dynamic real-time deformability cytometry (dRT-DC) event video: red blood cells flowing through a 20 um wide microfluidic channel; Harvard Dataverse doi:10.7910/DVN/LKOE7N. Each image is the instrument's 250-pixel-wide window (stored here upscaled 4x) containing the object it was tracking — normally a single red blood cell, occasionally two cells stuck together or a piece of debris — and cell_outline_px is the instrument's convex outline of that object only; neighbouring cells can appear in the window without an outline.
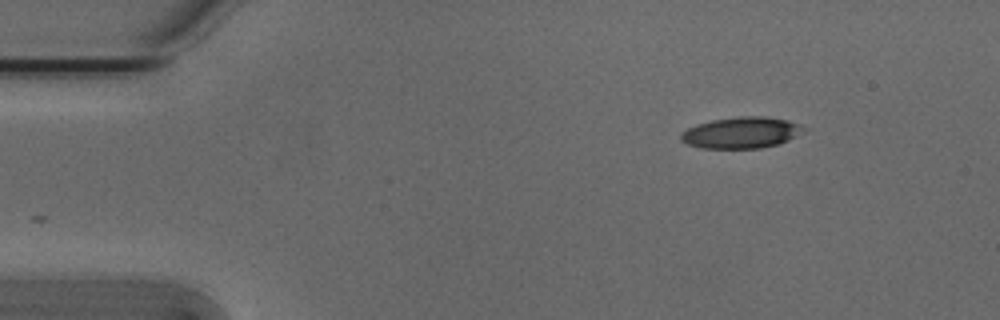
{"species": "Egyptian fruit bat (a non-hibernating species)", "species_latin": "Rousettus aegyptiacus", "temperature_condition": "cold", "stored_images_in_passage": 46, "camera_frame_rate_fps": 3000, "um_per_image_px": 0.085, "animal": {"sex": "male"}, "frame": {"image": 1, "passage_image": 1, "time_ms": 0.0, "image_size_px": [1000, 320], "cell_outline_px": [[808, 128], [796, 136], [788, 140], [776, 144], [760, 148], [700, 148], [688, 144], [680, 140], [680, 132], [696, 124], [712, 120], [736, 116], [764, 116], [788, 120], [800, 124]], "centroid_in_image_um": [63.0, 11.26], "position_along_channel_um": 22.0, "area_um2": 22.48}}
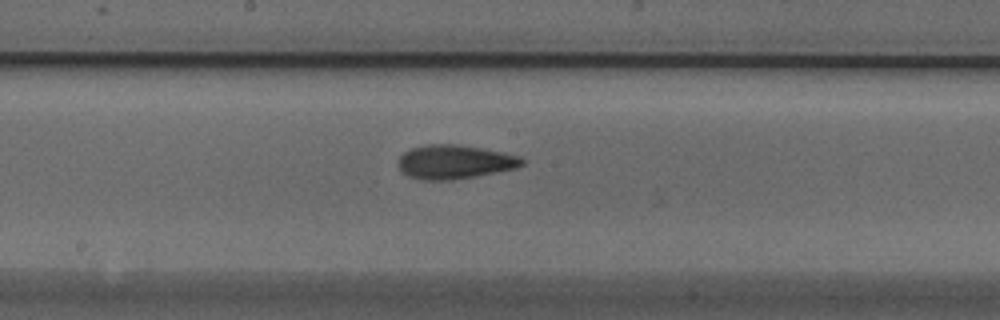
{"frame": {"image": 2, "passage_image": 22, "time_ms": 7.0, "image_size_px": [1000, 320], "cell_outline_px": [[524, 164], [516, 168], [476, 176], [452, 180], [420, 180], [408, 176], [400, 172], [400, 156], [404, 152], [412, 148], [424, 144], [456, 144], [480, 148], [520, 156], [524, 160]], "centroid_in_image_um": [38.62, 13.77], "position_along_channel_um": 209.6, "area_um2": 24.39}}
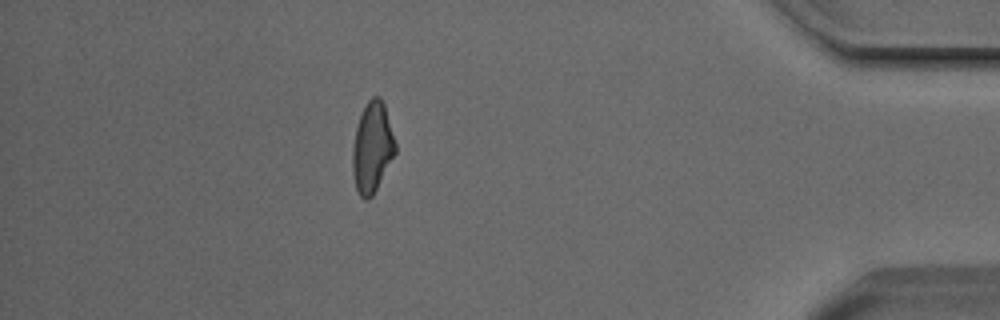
{"frame": {"image": 3, "passage_image": 41, "time_ms": 13.333, "image_size_px": [1000, 320], "cell_outline_px": [[396, 152], [372, 196], [368, 200], [364, 200], [360, 196], [356, 188], [352, 172], [352, 148], [356, 128], [360, 116], [368, 100], [372, 96], [380, 96], [384, 104], [396, 144]], "centroid_in_image_um": [31.63, 12.54], "position_along_channel_um": 403.6, "area_um2": 22.37}, "authors_computed_cell_mechanics": {"area_um2": 22.9466, "velocity_mm_per_s": 3.8206, "shape_relaxation_time_tau1_ms": 5.1504, "shape_relaxation_time_tau2_ms": 2.6935, "deformation_change_tau1": 0.1547, "deformation_change_tau2": 0.1097}}